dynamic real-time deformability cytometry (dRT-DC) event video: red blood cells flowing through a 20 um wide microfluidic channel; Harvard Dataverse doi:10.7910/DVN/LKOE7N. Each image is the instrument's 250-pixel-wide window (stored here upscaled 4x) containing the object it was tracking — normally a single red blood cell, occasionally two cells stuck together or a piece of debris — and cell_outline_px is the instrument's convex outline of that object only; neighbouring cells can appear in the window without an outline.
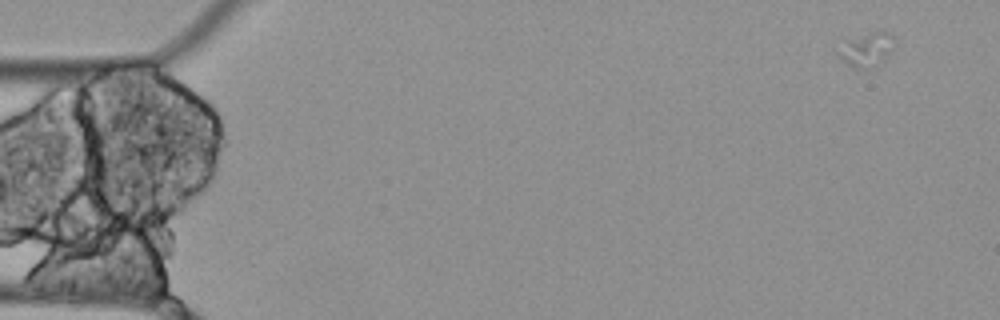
{"species": "Egyptian fruit bat (a non-hibernating species)", "species_latin": "Rousettus aegyptiacus", "temperature_condition": "cold", "stored_images_in_passage": 4, "camera_frame_rate_fps": 3000, "um_per_image_px": 0.085, "animal": {"sex": "female"}, "frame": {"image": 1, "passage_image": 1, "time_ms": 0.0, "image_size_px": [1000, 320], "cell_outline_px": [[896, 40], [888, 56], [876, 68], [852, 68], [836, 56], [836, 52], [848, 40], [880, 28], [892, 36]], "centroid_in_image_um": [73.68, 4.22], "position_along_channel_um": 11.3, "area_um2": 11.39}}